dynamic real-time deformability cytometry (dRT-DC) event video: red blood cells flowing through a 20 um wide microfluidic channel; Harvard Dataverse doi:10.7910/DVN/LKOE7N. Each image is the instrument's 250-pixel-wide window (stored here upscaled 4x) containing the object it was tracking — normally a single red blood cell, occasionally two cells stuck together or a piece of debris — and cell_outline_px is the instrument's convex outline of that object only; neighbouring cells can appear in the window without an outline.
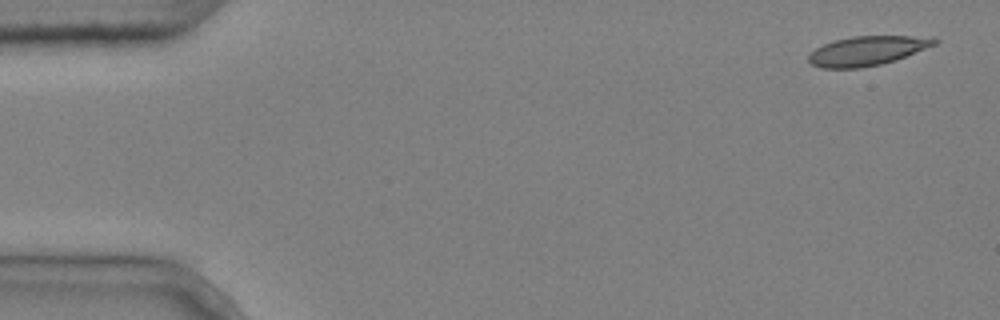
{"species": "common noctule bat (a hibernating species)", "species_latin": "Nyctalus noctula", "temperature_condition": "cold", "stored_images_in_passage": 4, "camera_frame_rate_fps": 3000, "um_per_image_px": 0.085, "animal": {"sex": "male", "body_mass_g": 20.4}, "frame": {"image": 1, "passage_image": 1, "time_ms": 0.0, "image_size_px": [1000, 320], "cell_outline_px": [[940, 40], [936, 44], [896, 60], [880, 64], [860, 68], [820, 68], [812, 64], [808, 60], [808, 56], [816, 48], [832, 40], [852, 36], [932, 36]], "centroid_in_image_um": [73.73, 4.3], "position_along_channel_um": 11.3, "area_um2": 21.62}}
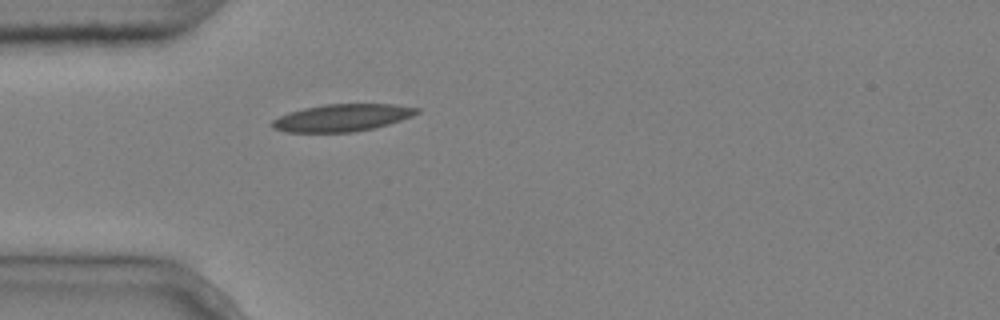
{"frame": {"image": 2, "passage_image": 4, "time_ms": 1.0, "image_size_px": [1000, 320], "cell_outline_px": [[420, 112], [412, 116], [388, 124], [372, 128], [352, 132], [284, 132], [272, 128], [272, 120], [288, 112], [304, 108], [324, 104], [396, 104], [420, 108]], "centroid_in_image_um": [29.08, 10.0], "position_along_channel_um": 55.9, "area_um2": 22.95}}